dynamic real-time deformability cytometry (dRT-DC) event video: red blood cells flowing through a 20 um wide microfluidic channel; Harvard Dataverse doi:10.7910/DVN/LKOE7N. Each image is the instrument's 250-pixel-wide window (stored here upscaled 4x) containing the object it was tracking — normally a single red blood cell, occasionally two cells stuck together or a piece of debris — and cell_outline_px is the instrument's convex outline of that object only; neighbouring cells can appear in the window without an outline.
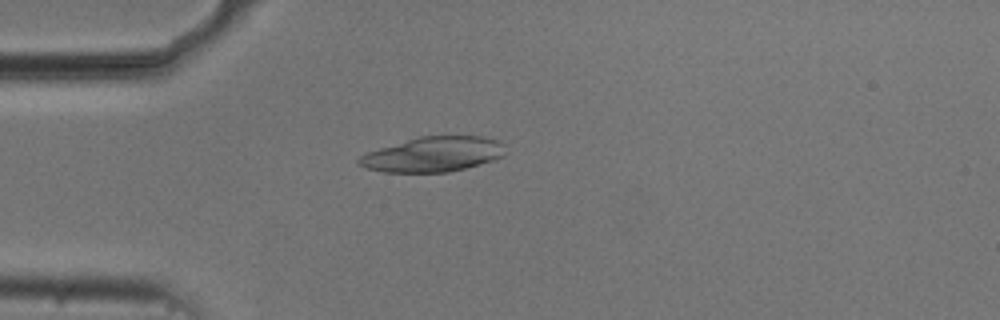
{"species": "common noctule bat (a hibernating species)", "species_latin": "Nyctalus noctula", "temperature_condition": "cold", "stored_images_in_passage": 17, "camera_frame_rate_fps": 3000, "um_per_image_px": 0.085, "animal": {"sex": "male", "body_mass_g": 20.5, "forearm_length_mm": 52.5}, "frame": {"image": 1, "passage_image": 2, "time_ms": 0.333, "image_size_px": [1000, 320], "cell_outline_px": [[504, 156], [480, 164], [448, 172], [384, 172], [368, 168], [356, 164], [356, 160], [360, 156], [368, 152], [380, 148], [420, 136], [480, 136], [500, 140], [504, 144]], "centroid_in_image_um": [36.83, 13.11], "position_along_channel_um": 48.2, "area_um2": 29.65}}
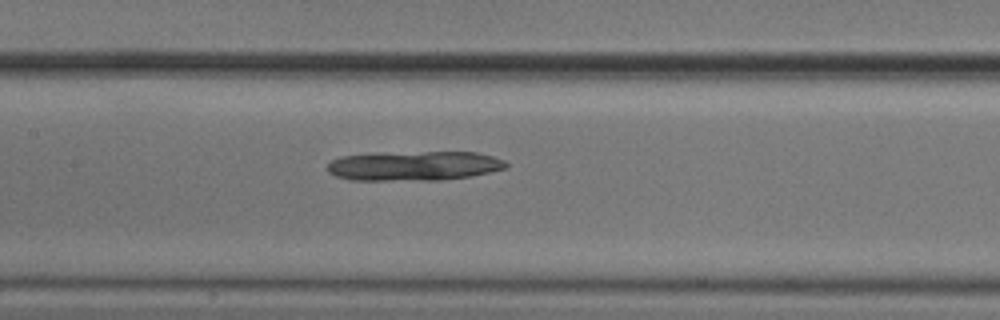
{"frame": {"image": 2, "passage_image": 13, "time_ms": 4.0, "image_size_px": [1000, 320], "cell_outline_px": [[508, 168], [472, 176], [444, 180], [348, 180], [336, 176], [328, 172], [328, 164], [332, 160], [340, 156], [376, 152], [476, 152], [492, 156], [504, 160], [508, 164]], "centroid_in_image_um": [35.19, 14.09], "position_along_channel_um": 172.2, "area_um2": 31.21}}
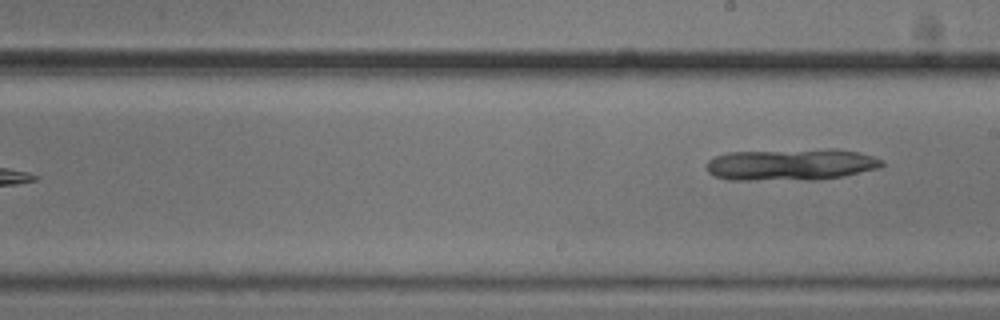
{"frame": {"image": 3, "passage_image": 17, "time_ms": 5.333, "image_size_px": [1000, 320], "cell_outline_px": [[884, 164], [880, 168], [844, 176], [816, 180], [728, 180], [716, 176], [708, 172], [704, 168], [704, 164], [708, 160], [716, 156], [728, 152], [828, 148], [836, 148], [860, 152], [884, 160]], "centroid_in_image_um": [67.24, 13.98], "position_along_channel_um": 221.8, "area_um2": 33.23}}